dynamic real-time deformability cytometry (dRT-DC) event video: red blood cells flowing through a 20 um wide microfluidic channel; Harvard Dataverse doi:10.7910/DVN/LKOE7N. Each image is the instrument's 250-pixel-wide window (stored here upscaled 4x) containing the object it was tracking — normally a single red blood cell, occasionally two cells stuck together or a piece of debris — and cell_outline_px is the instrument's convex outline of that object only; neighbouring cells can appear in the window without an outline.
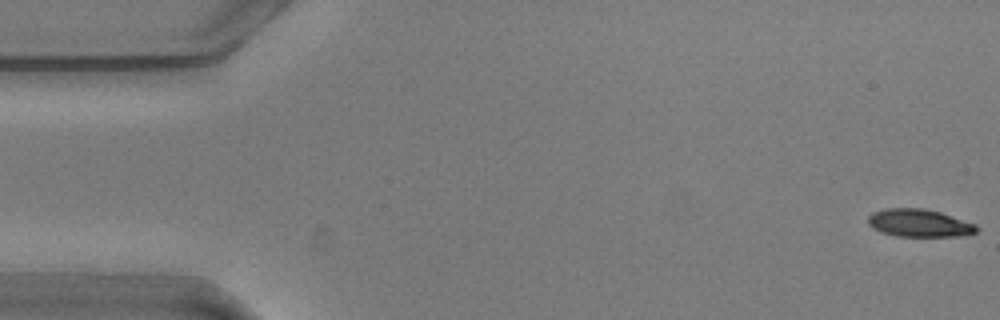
{"species": "common noctule bat (a hibernating species)", "species_latin": "Nyctalus noctula", "temperature_condition": "warm", "stored_images_in_passage": 17, "camera_frame_rate_fps": 3000, "um_per_image_px": 0.085, "animal": {"sex": "male", "body_mass_g": 20.5, "forearm_length_mm": 52.5}, "frame": {"image": 1, "passage_image": 1, "time_ms": 0.0, "image_size_px": [1000, 320], "cell_outline_px": [[980, 228], [976, 232], [960, 236], [896, 236], [880, 232], [872, 228], [868, 224], [868, 216], [872, 212], [884, 208], [924, 208], [940, 212], [976, 224]], "centroid_in_image_um": [78.11, 18.95], "position_along_channel_um": 6.9, "area_um2": 17.69}}
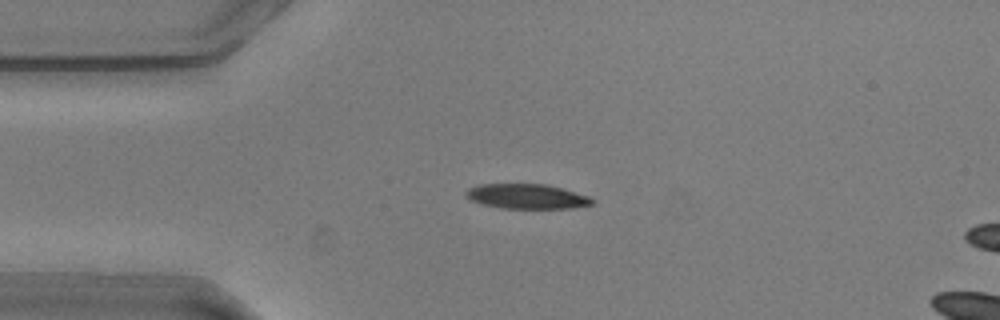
{"frame": {"image": 2, "passage_image": 13, "time_ms": 4.0, "image_size_px": [1000, 320], "cell_outline_px": [[596, 200], [592, 204], [572, 208], [504, 208], [484, 204], [472, 200], [464, 196], [464, 192], [468, 188], [480, 184], [548, 184], [588, 196]], "centroid_in_image_um": [44.77, 16.68], "position_along_channel_um": 40.2, "area_um2": 18.15}}